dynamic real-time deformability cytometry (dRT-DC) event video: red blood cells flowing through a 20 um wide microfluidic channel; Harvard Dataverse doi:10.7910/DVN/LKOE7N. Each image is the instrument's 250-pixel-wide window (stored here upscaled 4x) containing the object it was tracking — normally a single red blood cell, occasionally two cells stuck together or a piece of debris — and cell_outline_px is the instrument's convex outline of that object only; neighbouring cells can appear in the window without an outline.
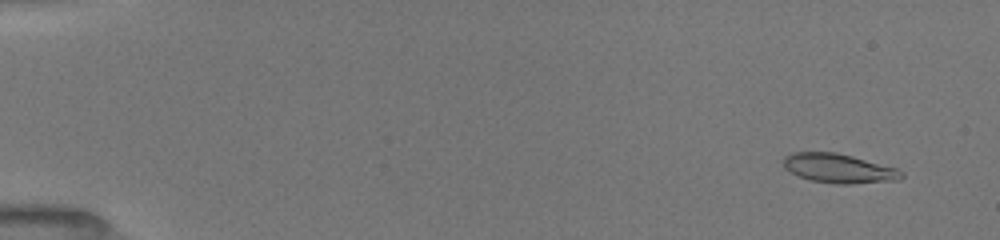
{"species": "common noctule bat (a hibernating species)", "species_latin": "Nyctalus noctula", "temperature_condition": "room temperature", "stored_images_in_passage": 36, "camera_frame_rate_fps": 3000, "um_per_image_px": 0.085, "animal": {"sex": "female", "body_mass_g": 19.5, "forearm_length_mm": 54.1}, "frame": {"image": 1, "passage_image": 4, "time_ms": 1.0, "image_size_px": [1000, 240], "cell_outline_px": [[904, 176], [900, 180], [852, 184], [836, 184], [812, 180], [800, 176], [784, 168], [784, 156], [792, 152], [836, 152], [852, 156], [896, 168], [904, 172]], "centroid_in_image_um": [71.33, 14.31], "position_along_channel_um": 13.7, "area_um2": 20.06}}
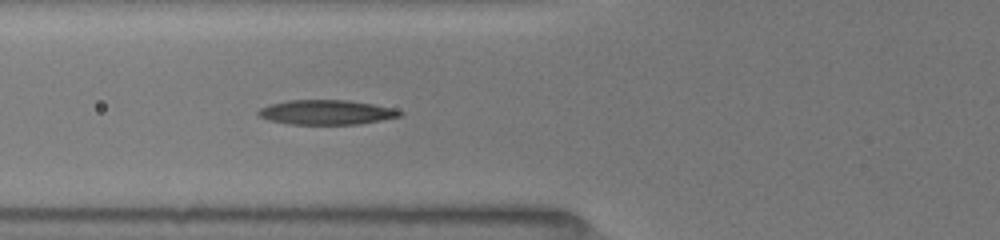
{"frame": {"image": 2, "passage_image": 21, "time_ms": 6.667, "image_size_px": [1000, 240], "cell_outline_px": [[404, 112], [400, 116], [360, 124], [288, 124], [268, 120], [256, 116], [256, 112], [260, 108], [268, 104], [288, 100], [348, 100], [396, 108]], "centroid_in_image_um": [27.7, 9.54], "position_along_channel_um": 98.1, "area_um2": 20.52}}
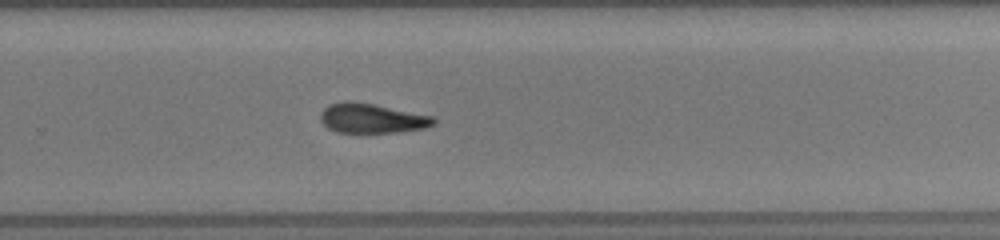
{"frame": {"image": 3, "passage_image": 36, "time_ms": 11.667, "image_size_px": [1000, 240], "cell_outline_px": [[436, 120], [432, 124], [424, 128], [396, 132], [336, 132], [328, 128], [320, 120], [320, 112], [328, 104], [344, 100], [348, 100], [372, 104], [436, 116]], "centroid_in_image_um": [31.58, 10.04], "position_along_channel_um": 298.2, "area_um2": 19.54}}